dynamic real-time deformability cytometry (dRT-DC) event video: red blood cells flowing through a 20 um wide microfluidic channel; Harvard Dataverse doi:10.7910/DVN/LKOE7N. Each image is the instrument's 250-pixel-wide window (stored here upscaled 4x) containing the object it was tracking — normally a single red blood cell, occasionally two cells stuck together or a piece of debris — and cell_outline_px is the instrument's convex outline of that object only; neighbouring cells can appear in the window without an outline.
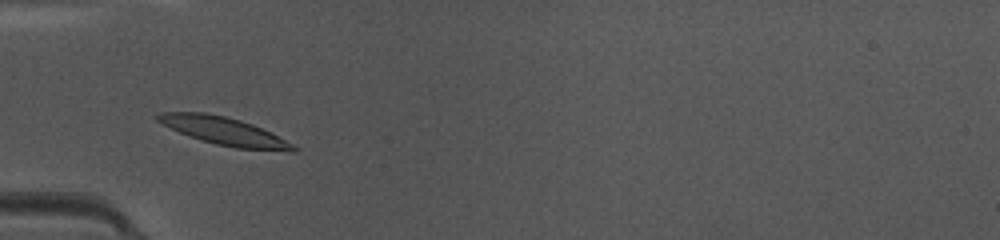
{"species": "common noctule bat (a hibernating species)", "species_latin": "Nyctalus noctula", "temperature_condition": "warm", "stored_images_in_passage": 44, "camera_frame_rate_fps": 3000, "um_per_image_px": 0.085, "animal": {"sex": "female", "body_mass_g": 10.0, "forearm_length_mm": 53.1}, "frame": {"image": 1, "passage_image": 12, "time_ms": 3.667, "image_size_px": [1000, 240], "cell_outline_px": [[300, 148], [296, 152], [292, 152], [236, 148], [216, 144], [200, 140], [180, 132], [156, 120], [156, 116], [160, 112], [204, 112], [224, 116], [240, 120], [252, 124]], "centroid_in_image_um": [19.07, 11.16], "position_along_channel_um": 65.9, "area_um2": 21.68}}
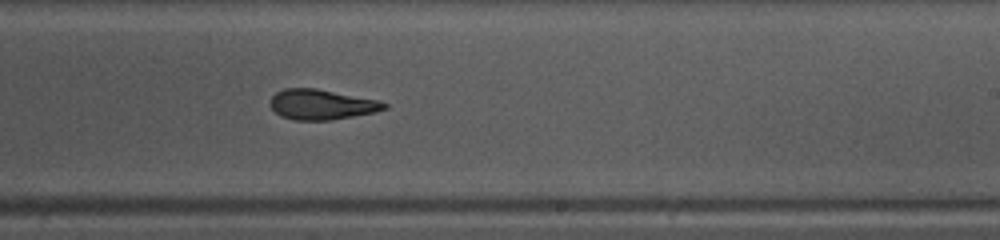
{"frame": {"image": 2, "passage_image": 26, "time_ms": 8.333, "image_size_px": [1000, 240], "cell_outline_px": [[388, 108], [376, 112], [332, 120], [296, 120], [280, 116], [272, 108], [272, 96], [276, 92], [284, 88], [316, 88], [380, 100], [388, 104]], "centroid_in_image_um": [27.38, 8.88], "position_along_channel_um": 261.6, "area_um2": 20.11}}
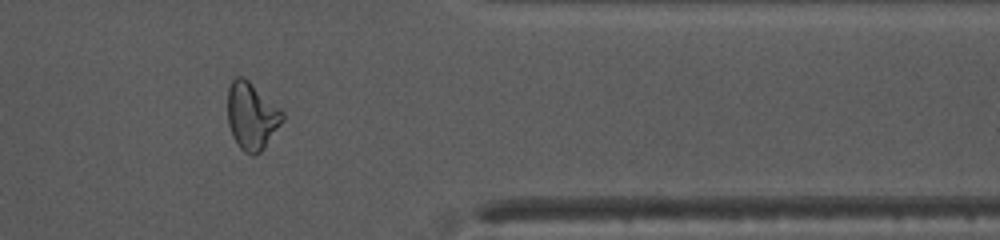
{"frame": {"image": 3, "passage_image": 36, "time_ms": 11.667, "image_size_px": [1000, 240], "cell_outline_px": [[284, 120], [264, 148], [260, 152], [252, 156], [244, 152], [236, 144], [232, 136], [228, 124], [228, 88], [232, 80], [236, 76], [244, 76], [280, 108], [284, 112]], "centroid_in_image_um": [21.39, 9.86], "position_along_channel_um": 390.0, "area_um2": 21.68}, "authors_computed_cell_mechanics": {"area_um2": 20.6635, "velocity_mm_per_s": 4.2081, "shape_relaxation_time_tau1_ms": 6.0516, "shape_relaxation_time_tau2_ms": 3.0637, "deformation_change_tau1": 0.1906, "deformation_change_tau2": 0.0883}}